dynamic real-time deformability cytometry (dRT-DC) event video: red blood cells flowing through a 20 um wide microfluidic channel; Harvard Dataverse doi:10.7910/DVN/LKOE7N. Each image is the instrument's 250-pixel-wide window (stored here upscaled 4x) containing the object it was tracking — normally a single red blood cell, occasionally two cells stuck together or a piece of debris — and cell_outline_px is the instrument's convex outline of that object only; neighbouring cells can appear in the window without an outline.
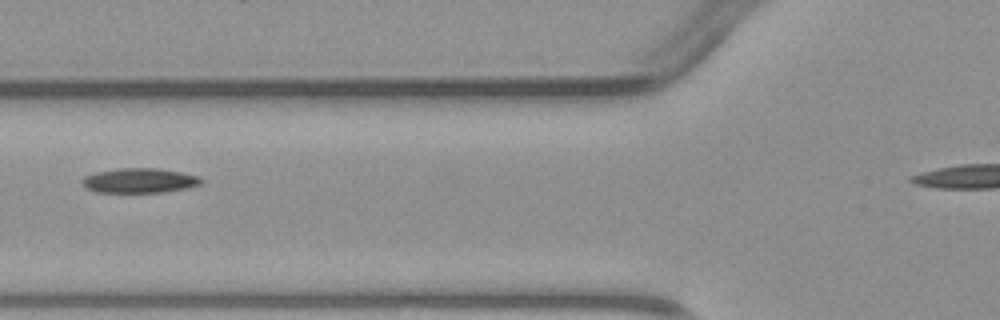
{"species": "common noctule bat (a hibernating species)", "species_latin": "Nyctalus noctula", "temperature_condition": "warm", "stored_images_in_passage": 2, "camera_frame_rate_fps": 3000, "um_per_image_px": 0.085, "animal": {"sex": "male", "body_mass_g": 23.1, "forearm_length_mm": 52.7}, "frame": {"image": 1, "passage_image": 2, "time_ms": 2.0, "image_size_px": [1000, 320], "cell_outline_px": [[204, 180], [200, 184], [188, 188], [164, 192], [96, 192], [84, 188], [80, 180], [84, 176], [96, 172], [120, 168], [160, 168], [200, 176]], "centroid_in_image_um": [11.85, 15.34], "position_along_channel_um": 114.0, "area_um2": 17.34}}